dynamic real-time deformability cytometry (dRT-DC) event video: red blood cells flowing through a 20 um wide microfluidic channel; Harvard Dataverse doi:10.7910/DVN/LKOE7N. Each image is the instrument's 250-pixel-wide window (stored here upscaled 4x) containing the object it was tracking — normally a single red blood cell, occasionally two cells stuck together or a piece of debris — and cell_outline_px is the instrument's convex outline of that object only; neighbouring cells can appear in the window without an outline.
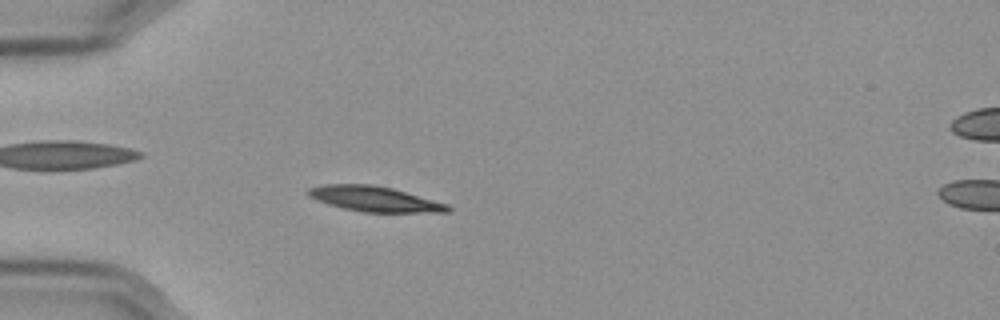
{"species": "Egyptian fruit bat (a non-hibernating species)", "species_latin": "Rousettus aegyptiacus", "temperature_condition": "cold", "stored_images_in_passage": 57, "camera_frame_rate_fps": 3000, "um_per_image_px": 0.085, "frame": {"image": 1, "passage_image": 17, "time_ms": 5.333, "image_size_px": [1000, 320], "cell_outline_px": [[452, 208], [448, 212], [364, 212], [344, 208], [328, 204], [316, 200], [308, 196], [304, 192], [308, 188], [324, 184], [372, 184], [392, 188], [448, 204]], "centroid_in_image_um": [31.79, 16.9], "position_along_channel_um": 53.2, "area_um2": 20.52}}
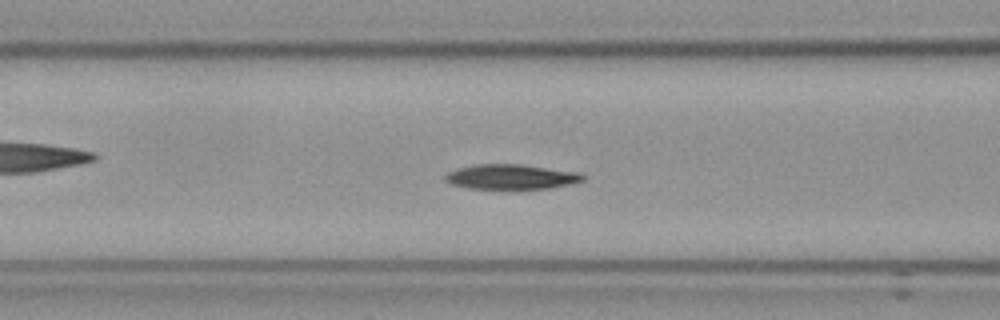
{"frame": {"image": 2, "passage_image": 24, "time_ms": 7.667, "image_size_px": [1000, 320], "cell_outline_px": [[588, 176], [584, 180], [568, 184], [548, 188], [468, 188], [452, 184], [444, 180], [444, 176], [448, 172], [460, 168], [476, 164], [520, 164], [580, 172]], "centroid_in_image_um": [43.48, 15.01], "position_along_channel_um": 123.1, "area_um2": 19.77}}
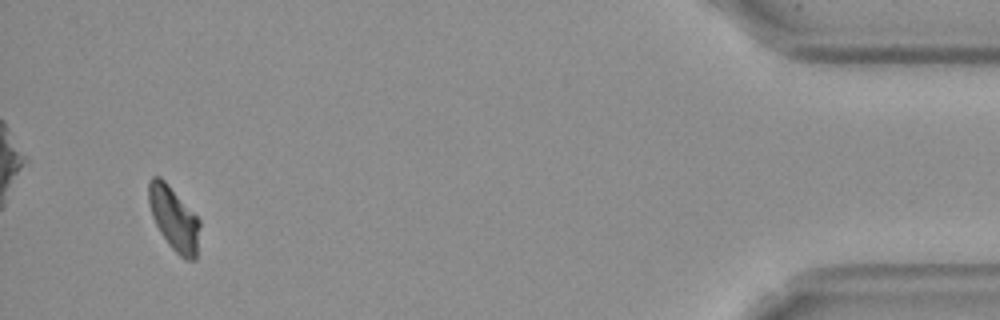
{"frame": {"image": 3, "passage_image": 55, "time_ms": 18.0, "image_size_px": [1000, 320], "cell_outline_px": [[200, 224], [196, 260], [184, 260], [168, 244], [160, 232], [152, 216], [148, 204], [148, 184], [152, 176], [160, 176], [168, 184], [200, 220]], "centroid_in_image_um": [14.77, 18.59], "position_along_channel_um": 420.4, "area_um2": 18.96}, "authors_computed_cell_mechanics": {"area_um2": 20.1722, "velocity_mm_per_s": 3.5497, "shape_relaxation_time_tau1_ms": 3.0447, "shape_relaxation_time_tau2_ms": null, "deformation_change_tau1": 0.1146, "deformation_change_tau2": null}}